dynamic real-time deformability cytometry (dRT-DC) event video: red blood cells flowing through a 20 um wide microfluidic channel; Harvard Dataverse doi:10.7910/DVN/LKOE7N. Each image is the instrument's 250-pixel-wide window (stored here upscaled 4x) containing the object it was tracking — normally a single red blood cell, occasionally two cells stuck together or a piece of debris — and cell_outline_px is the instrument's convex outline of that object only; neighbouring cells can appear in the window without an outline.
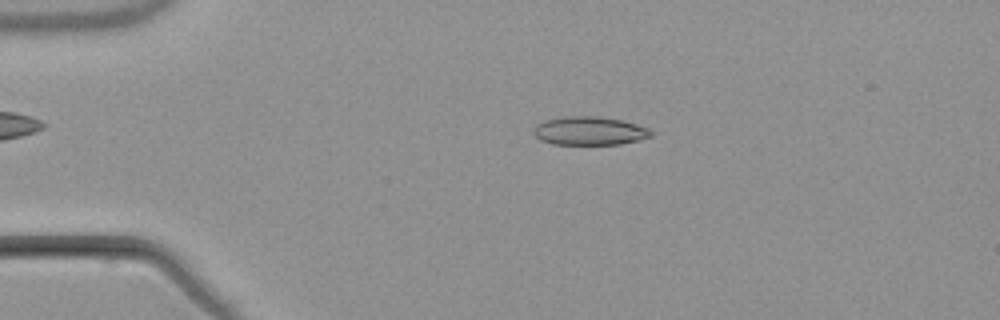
{"species": "common noctule bat (a hibernating species)", "species_latin": "Nyctalus noctula", "temperature_condition": "warm", "stored_images_in_passage": 4, "camera_frame_rate_fps": 3000, "um_per_image_px": 0.085, "animal": {"sex": "male", "body_mass_g": 21.5, "forearm_length_mm": 52.0}, "frame": {"image": 1, "passage_image": 3, "time_ms": 2.333, "image_size_px": [1000, 320], "cell_outline_px": [[652, 136], [640, 140], [620, 144], [552, 144], [540, 140], [532, 132], [532, 128], [536, 124], [544, 120], [564, 116], [596, 116], [620, 120], [636, 124], [648, 128], [652, 132]], "centroid_in_image_um": [50.07, 11.12], "position_along_channel_um": 34.9, "area_um2": 19.59}}